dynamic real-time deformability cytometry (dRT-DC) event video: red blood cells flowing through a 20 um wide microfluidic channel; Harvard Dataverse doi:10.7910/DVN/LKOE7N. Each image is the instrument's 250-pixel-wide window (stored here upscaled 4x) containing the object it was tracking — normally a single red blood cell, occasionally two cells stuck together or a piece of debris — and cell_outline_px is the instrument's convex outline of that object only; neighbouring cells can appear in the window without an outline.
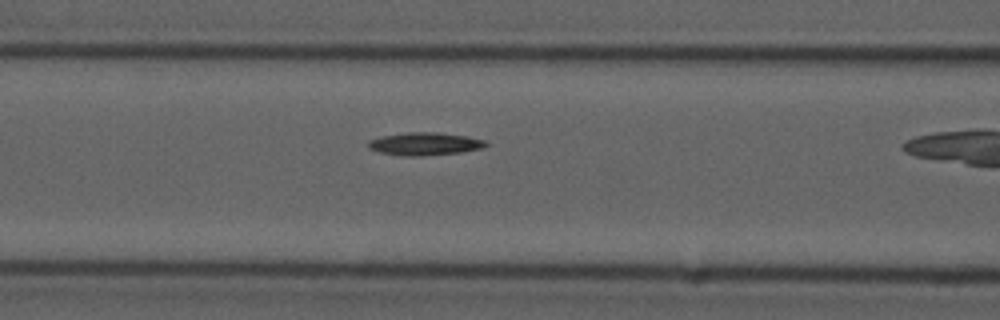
{"species": "common noctule bat (a hibernating species)", "species_latin": "Nyctalus noctula", "temperature_condition": "cold", "stored_images_in_passage": 17, "camera_frame_rate_fps": 3000, "um_per_image_px": 0.085, "animal": {"sex": "male", "forearm_length_mm": 52.5}, "frame": {"image": 1, "passage_image": 12, "time_ms": 3.667, "image_size_px": [1000, 320], "cell_outline_px": [[488, 144], [480, 148], [460, 152], [420, 156], [404, 156], [380, 152], [368, 148], [368, 140], [384, 136], [408, 132], [436, 132], [468, 136], [484, 140]], "centroid_in_image_um": [36.09, 12.22], "position_along_channel_um": 130.5, "area_um2": 15.43}}
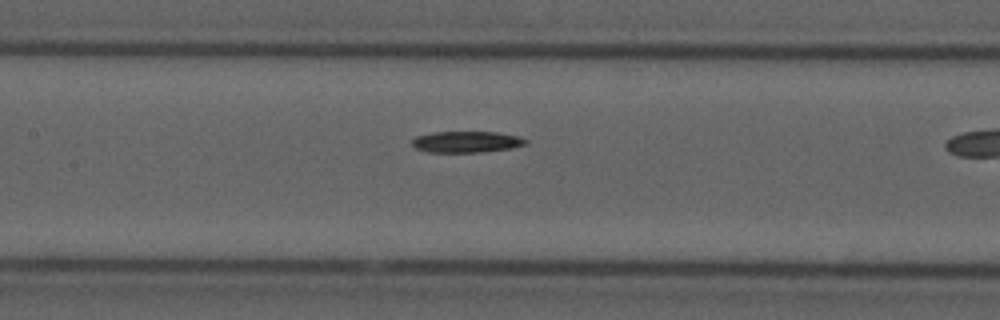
{"frame": {"image": 2, "passage_image": 15, "time_ms": 4.667, "image_size_px": [1000, 320], "cell_outline_px": [[528, 144], [512, 148], [480, 152], [428, 152], [416, 148], [412, 144], [412, 140], [416, 136], [432, 132], [496, 132], [520, 136], [528, 140]], "centroid_in_image_um": [39.69, 12.05], "position_along_channel_um": 167.7, "area_um2": 14.16}}